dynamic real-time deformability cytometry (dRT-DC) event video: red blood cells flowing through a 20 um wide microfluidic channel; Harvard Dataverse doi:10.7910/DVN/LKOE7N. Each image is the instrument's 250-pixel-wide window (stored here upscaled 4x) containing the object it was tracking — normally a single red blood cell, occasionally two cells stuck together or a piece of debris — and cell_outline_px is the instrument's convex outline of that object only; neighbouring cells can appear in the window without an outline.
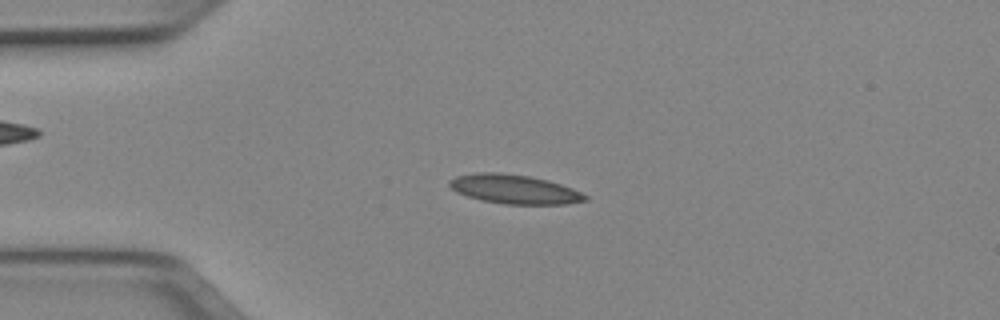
{"species": "Egyptian fruit bat (a non-hibernating species)", "species_latin": "Rousettus aegyptiacus", "temperature_condition": "cold", "stored_images_in_passage": 49, "camera_frame_rate_fps": 3000, "um_per_image_px": 0.085, "animal": {"sex": "female"}, "frame": {"image": 1, "passage_image": 11, "time_ms": 3.333, "image_size_px": [1000, 320], "cell_outline_px": [[588, 200], [568, 204], [504, 204], [480, 200], [456, 192], [448, 184], [448, 180], [456, 176], [476, 172], [500, 172], [528, 176], [548, 180], [572, 188], [588, 196]], "centroid_in_image_um": [43.7, 16.08], "position_along_channel_um": 41.3, "area_um2": 23.12}}
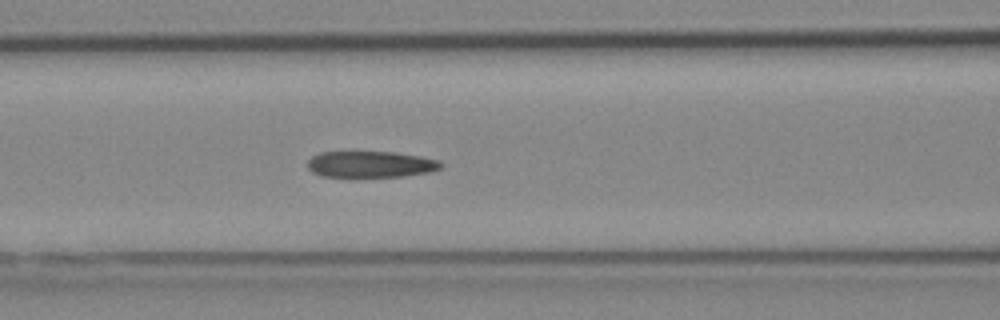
{"frame": {"image": 2, "passage_image": 20, "time_ms": 6.333, "image_size_px": [1000, 320], "cell_outline_px": [[444, 164], [440, 168], [428, 172], [404, 176], [320, 176], [312, 172], [308, 168], [308, 160], [312, 156], [320, 152], [396, 152], [420, 156], [440, 160]], "centroid_in_image_um": [31.51, 13.95], "position_along_channel_um": 135.1, "area_um2": 20.35}}
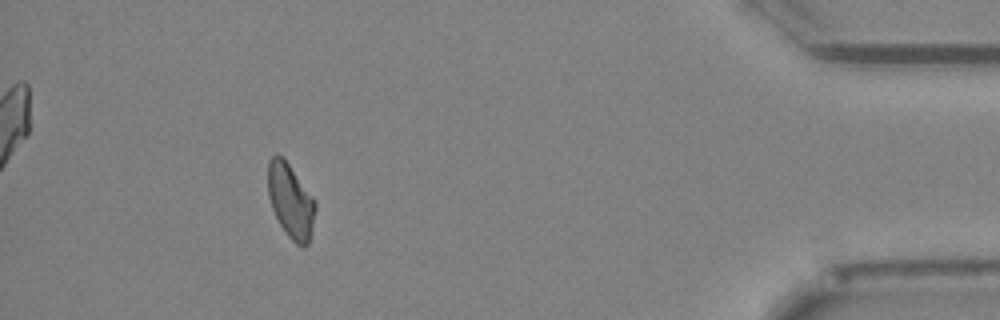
{"frame": {"image": 3, "passage_image": 45, "time_ms": 14.667, "image_size_px": [1000, 320], "cell_outline_px": [[316, 208], [312, 228], [308, 244], [304, 248], [296, 244], [288, 236], [280, 224], [272, 208], [268, 196], [268, 160], [276, 152], [288, 164], [312, 196], [316, 204]], "centroid_in_image_um": [24.69, 17.09], "position_along_channel_um": 410.5, "area_um2": 20.23}, "authors_computed_cell_mechanics": {"area_um2": 21.5016, "velocity_mm_per_s": 3.9921, "shape_relaxation_time_tau1_ms": null, "shape_relaxation_time_tau2_ms": 4.2042, "deformation_change_tau1": null, "deformation_change_tau2": 0.0896}}